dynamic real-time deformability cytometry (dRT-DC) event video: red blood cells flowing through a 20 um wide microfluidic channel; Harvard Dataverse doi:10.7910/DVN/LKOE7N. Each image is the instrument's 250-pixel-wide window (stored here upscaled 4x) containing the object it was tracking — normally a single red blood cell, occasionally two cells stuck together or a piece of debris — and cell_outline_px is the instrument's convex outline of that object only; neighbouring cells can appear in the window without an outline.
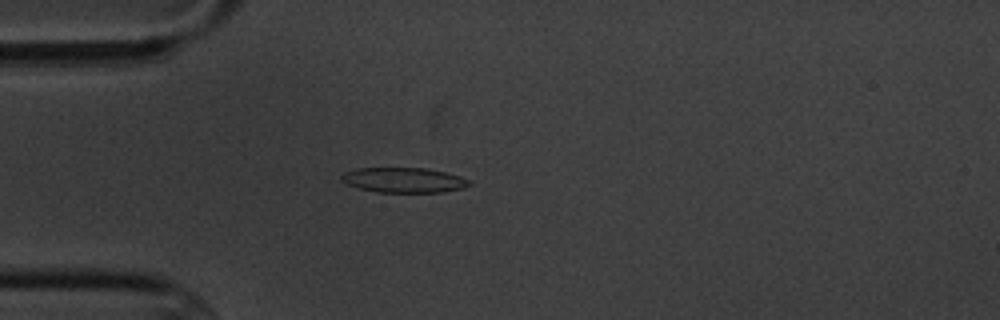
{"species": "common noctule bat (a hibernating species)", "species_latin": "Nyctalus noctula", "temperature_condition": "cold", "stored_images_in_passage": 5, "camera_frame_rate_fps": 3000, "um_per_image_px": 0.085, "animal": {"sex": "male", "body_mass_g": 20.1, "forearm_length_mm": 53.5}, "frame": {"image": 1, "passage_image": 5, "time_ms": 4.667, "image_size_px": [1000, 320], "cell_outline_px": [[472, 184], [464, 188], [444, 192], [376, 192], [360, 188], [348, 184], [340, 180], [340, 176], [344, 172], [356, 168], [424, 168], [444, 172], [460, 176], [468, 180]], "centroid_in_image_um": [34.31, 15.31], "position_along_channel_um": 50.7, "area_um2": 18.61}}